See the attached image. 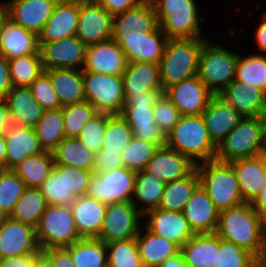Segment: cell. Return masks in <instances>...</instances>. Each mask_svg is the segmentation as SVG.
I'll return each mask as SVG.
<instances>
[{
  "label": "cell",
  "mask_w": 266,
  "mask_h": 267,
  "mask_svg": "<svg viewBox=\"0 0 266 267\" xmlns=\"http://www.w3.org/2000/svg\"><path fill=\"white\" fill-rule=\"evenodd\" d=\"M215 233L248 250L255 257L263 256L265 246L260 232L259 214L249 202L220 211Z\"/></svg>",
  "instance_id": "1"
},
{
  "label": "cell",
  "mask_w": 266,
  "mask_h": 267,
  "mask_svg": "<svg viewBox=\"0 0 266 267\" xmlns=\"http://www.w3.org/2000/svg\"><path fill=\"white\" fill-rule=\"evenodd\" d=\"M166 146L188 157L195 165L214 160L217 151L202 115H181L166 135Z\"/></svg>",
  "instance_id": "2"
},
{
  "label": "cell",
  "mask_w": 266,
  "mask_h": 267,
  "mask_svg": "<svg viewBox=\"0 0 266 267\" xmlns=\"http://www.w3.org/2000/svg\"><path fill=\"white\" fill-rule=\"evenodd\" d=\"M205 38L168 39L159 62L163 91L198 74L199 55Z\"/></svg>",
  "instance_id": "3"
},
{
  "label": "cell",
  "mask_w": 266,
  "mask_h": 267,
  "mask_svg": "<svg viewBox=\"0 0 266 267\" xmlns=\"http://www.w3.org/2000/svg\"><path fill=\"white\" fill-rule=\"evenodd\" d=\"M159 28L168 39L204 38L195 0H151Z\"/></svg>",
  "instance_id": "4"
},
{
  "label": "cell",
  "mask_w": 266,
  "mask_h": 267,
  "mask_svg": "<svg viewBox=\"0 0 266 267\" xmlns=\"http://www.w3.org/2000/svg\"><path fill=\"white\" fill-rule=\"evenodd\" d=\"M196 169L200 184L219 211L245 202L231 163L214 159L197 164Z\"/></svg>",
  "instance_id": "5"
},
{
  "label": "cell",
  "mask_w": 266,
  "mask_h": 267,
  "mask_svg": "<svg viewBox=\"0 0 266 267\" xmlns=\"http://www.w3.org/2000/svg\"><path fill=\"white\" fill-rule=\"evenodd\" d=\"M266 116L243 117L218 145L215 159L231 162L261 153Z\"/></svg>",
  "instance_id": "6"
},
{
  "label": "cell",
  "mask_w": 266,
  "mask_h": 267,
  "mask_svg": "<svg viewBox=\"0 0 266 267\" xmlns=\"http://www.w3.org/2000/svg\"><path fill=\"white\" fill-rule=\"evenodd\" d=\"M164 91H144L139 95H124L125 104L120 115L132 129L133 137L166 146L164 134L154 119L153 107Z\"/></svg>",
  "instance_id": "7"
},
{
  "label": "cell",
  "mask_w": 266,
  "mask_h": 267,
  "mask_svg": "<svg viewBox=\"0 0 266 267\" xmlns=\"http://www.w3.org/2000/svg\"><path fill=\"white\" fill-rule=\"evenodd\" d=\"M40 250L69 247L81 237L70 206L48 204L35 227Z\"/></svg>",
  "instance_id": "8"
},
{
  "label": "cell",
  "mask_w": 266,
  "mask_h": 267,
  "mask_svg": "<svg viewBox=\"0 0 266 267\" xmlns=\"http://www.w3.org/2000/svg\"><path fill=\"white\" fill-rule=\"evenodd\" d=\"M208 40L203 43L199 55L197 76L214 95H218L235 80L238 53Z\"/></svg>",
  "instance_id": "9"
},
{
  "label": "cell",
  "mask_w": 266,
  "mask_h": 267,
  "mask_svg": "<svg viewBox=\"0 0 266 267\" xmlns=\"http://www.w3.org/2000/svg\"><path fill=\"white\" fill-rule=\"evenodd\" d=\"M86 100L99 113L120 114L125 104L122 75L82 70Z\"/></svg>",
  "instance_id": "10"
},
{
  "label": "cell",
  "mask_w": 266,
  "mask_h": 267,
  "mask_svg": "<svg viewBox=\"0 0 266 267\" xmlns=\"http://www.w3.org/2000/svg\"><path fill=\"white\" fill-rule=\"evenodd\" d=\"M112 39L125 53L128 63L148 62L159 64L168 40L159 26L149 33L142 31L113 32Z\"/></svg>",
  "instance_id": "11"
},
{
  "label": "cell",
  "mask_w": 266,
  "mask_h": 267,
  "mask_svg": "<svg viewBox=\"0 0 266 267\" xmlns=\"http://www.w3.org/2000/svg\"><path fill=\"white\" fill-rule=\"evenodd\" d=\"M135 176L125 166L93 174L86 195L105 204L132 201Z\"/></svg>",
  "instance_id": "12"
},
{
  "label": "cell",
  "mask_w": 266,
  "mask_h": 267,
  "mask_svg": "<svg viewBox=\"0 0 266 267\" xmlns=\"http://www.w3.org/2000/svg\"><path fill=\"white\" fill-rule=\"evenodd\" d=\"M143 214L131 201L107 204L102 229L97 239L105 244L112 241L136 238Z\"/></svg>",
  "instance_id": "13"
},
{
  "label": "cell",
  "mask_w": 266,
  "mask_h": 267,
  "mask_svg": "<svg viewBox=\"0 0 266 267\" xmlns=\"http://www.w3.org/2000/svg\"><path fill=\"white\" fill-rule=\"evenodd\" d=\"M76 36L86 46L112 39L113 15L95 0H79Z\"/></svg>",
  "instance_id": "14"
},
{
  "label": "cell",
  "mask_w": 266,
  "mask_h": 267,
  "mask_svg": "<svg viewBox=\"0 0 266 267\" xmlns=\"http://www.w3.org/2000/svg\"><path fill=\"white\" fill-rule=\"evenodd\" d=\"M87 46L77 37L39 43L43 69H83Z\"/></svg>",
  "instance_id": "15"
},
{
  "label": "cell",
  "mask_w": 266,
  "mask_h": 267,
  "mask_svg": "<svg viewBox=\"0 0 266 267\" xmlns=\"http://www.w3.org/2000/svg\"><path fill=\"white\" fill-rule=\"evenodd\" d=\"M39 251L34 227L10 216L0 223V259L34 255Z\"/></svg>",
  "instance_id": "16"
},
{
  "label": "cell",
  "mask_w": 266,
  "mask_h": 267,
  "mask_svg": "<svg viewBox=\"0 0 266 267\" xmlns=\"http://www.w3.org/2000/svg\"><path fill=\"white\" fill-rule=\"evenodd\" d=\"M164 93L177 107L180 115H202L214 96L198 76L173 84Z\"/></svg>",
  "instance_id": "17"
},
{
  "label": "cell",
  "mask_w": 266,
  "mask_h": 267,
  "mask_svg": "<svg viewBox=\"0 0 266 267\" xmlns=\"http://www.w3.org/2000/svg\"><path fill=\"white\" fill-rule=\"evenodd\" d=\"M59 0H10L5 2L7 17L19 26L41 33Z\"/></svg>",
  "instance_id": "18"
},
{
  "label": "cell",
  "mask_w": 266,
  "mask_h": 267,
  "mask_svg": "<svg viewBox=\"0 0 266 267\" xmlns=\"http://www.w3.org/2000/svg\"><path fill=\"white\" fill-rule=\"evenodd\" d=\"M125 53L113 39L94 43L86 48L82 70L98 74L122 75L127 66Z\"/></svg>",
  "instance_id": "19"
},
{
  "label": "cell",
  "mask_w": 266,
  "mask_h": 267,
  "mask_svg": "<svg viewBox=\"0 0 266 267\" xmlns=\"http://www.w3.org/2000/svg\"><path fill=\"white\" fill-rule=\"evenodd\" d=\"M78 17L79 0H59L38 35V43H50L76 36Z\"/></svg>",
  "instance_id": "20"
},
{
  "label": "cell",
  "mask_w": 266,
  "mask_h": 267,
  "mask_svg": "<svg viewBox=\"0 0 266 267\" xmlns=\"http://www.w3.org/2000/svg\"><path fill=\"white\" fill-rule=\"evenodd\" d=\"M196 165L186 156L167 146H161L143 171L165 183L188 176Z\"/></svg>",
  "instance_id": "21"
},
{
  "label": "cell",
  "mask_w": 266,
  "mask_h": 267,
  "mask_svg": "<svg viewBox=\"0 0 266 267\" xmlns=\"http://www.w3.org/2000/svg\"><path fill=\"white\" fill-rule=\"evenodd\" d=\"M145 216L149 217L147 224L144 225L149 231L173 241L179 247L183 246L195 234L183 212L155 208L146 212L143 217Z\"/></svg>",
  "instance_id": "22"
},
{
  "label": "cell",
  "mask_w": 266,
  "mask_h": 267,
  "mask_svg": "<svg viewBox=\"0 0 266 267\" xmlns=\"http://www.w3.org/2000/svg\"><path fill=\"white\" fill-rule=\"evenodd\" d=\"M218 96L243 117L266 116V93L251 83L243 86L233 80Z\"/></svg>",
  "instance_id": "23"
},
{
  "label": "cell",
  "mask_w": 266,
  "mask_h": 267,
  "mask_svg": "<svg viewBox=\"0 0 266 267\" xmlns=\"http://www.w3.org/2000/svg\"><path fill=\"white\" fill-rule=\"evenodd\" d=\"M5 170H12L27 157L44 152L33 127L11 125L5 132Z\"/></svg>",
  "instance_id": "24"
},
{
  "label": "cell",
  "mask_w": 266,
  "mask_h": 267,
  "mask_svg": "<svg viewBox=\"0 0 266 267\" xmlns=\"http://www.w3.org/2000/svg\"><path fill=\"white\" fill-rule=\"evenodd\" d=\"M219 212L201 184L195 189L183 210L184 217L194 233L215 232Z\"/></svg>",
  "instance_id": "25"
},
{
  "label": "cell",
  "mask_w": 266,
  "mask_h": 267,
  "mask_svg": "<svg viewBox=\"0 0 266 267\" xmlns=\"http://www.w3.org/2000/svg\"><path fill=\"white\" fill-rule=\"evenodd\" d=\"M212 143L218 145L243 118L230 104L214 95L202 113Z\"/></svg>",
  "instance_id": "26"
},
{
  "label": "cell",
  "mask_w": 266,
  "mask_h": 267,
  "mask_svg": "<svg viewBox=\"0 0 266 267\" xmlns=\"http://www.w3.org/2000/svg\"><path fill=\"white\" fill-rule=\"evenodd\" d=\"M39 53L38 36L6 17L0 31V55L7 59Z\"/></svg>",
  "instance_id": "27"
},
{
  "label": "cell",
  "mask_w": 266,
  "mask_h": 267,
  "mask_svg": "<svg viewBox=\"0 0 266 267\" xmlns=\"http://www.w3.org/2000/svg\"><path fill=\"white\" fill-rule=\"evenodd\" d=\"M8 108L13 125L35 127L42 118L44 109L33 97L29 87H12L3 100Z\"/></svg>",
  "instance_id": "28"
},
{
  "label": "cell",
  "mask_w": 266,
  "mask_h": 267,
  "mask_svg": "<svg viewBox=\"0 0 266 267\" xmlns=\"http://www.w3.org/2000/svg\"><path fill=\"white\" fill-rule=\"evenodd\" d=\"M70 207L79 236L97 238L103 226L107 204L85 195L76 197Z\"/></svg>",
  "instance_id": "29"
},
{
  "label": "cell",
  "mask_w": 266,
  "mask_h": 267,
  "mask_svg": "<svg viewBox=\"0 0 266 267\" xmlns=\"http://www.w3.org/2000/svg\"><path fill=\"white\" fill-rule=\"evenodd\" d=\"M230 163L236 174L243 200L251 203L265 185L266 160L258 155Z\"/></svg>",
  "instance_id": "30"
},
{
  "label": "cell",
  "mask_w": 266,
  "mask_h": 267,
  "mask_svg": "<svg viewBox=\"0 0 266 267\" xmlns=\"http://www.w3.org/2000/svg\"><path fill=\"white\" fill-rule=\"evenodd\" d=\"M219 246L220 237L215 232L195 233L180 247V253L187 267H213Z\"/></svg>",
  "instance_id": "31"
},
{
  "label": "cell",
  "mask_w": 266,
  "mask_h": 267,
  "mask_svg": "<svg viewBox=\"0 0 266 267\" xmlns=\"http://www.w3.org/2000/svg\"><path fill=\"white\" fill-rule=\"evenodd\" d=\"M124 95H139L149 90L163 91L159 64L148 62L127 63L122 74Z\"/></svg>",
  "instance_id": "32"
},
{
  "label": "cell",
  "mask_w": 266,
  "mask_h": 267,
  "mask_svg": "<svg viewBox=\"0 0 266 267\" xmlns=\"http://www.w3.org/2000/svg\"><path fill=\"white\" fill-rule=\"evenodd\" d=\"M44 71L50 78L61 107L86 100L82 69L54 68Z\"/></svg>",
  "instance_id": "33"
},
{
  "label": "cell",
  "mask_w": 266,
  "mask_h": 267,
  "mask_svg": "<svg viewBox=\"0 0 266 267\" xmlns=\"http://www.w3.org/2000/svg\"><path fill=\"white\" fill-rule=\"evenodd\" d=\"M136 237L139 255L143 266L159 267L168 258L177 255L180 247L173 241L167 240L149 231L145 226Z\"/></svg>",
  "instance_id": "34"
},
{
  "label": "cell",
  "mask_w": 266,
  "mask_h": 267,
  "mask_svg": "<svg viewBox=\"0 0 266 267\" xmlns=\"http://www.w3.org/2000/svg\"><path fill=\"white\" fill-rule=\"evenodd\" d=\"M158 27L157 16L151 0L113 16V32L142 31L149 33Z\"/></svg>",
  "instance_id": "35"
},
{
  "label": "cell",
  "mask_w": 266,
  "mask_h": 267,
  "mask_svg": "<svg viewBox=\"0 0 266 267\" xmlns=\"http://www.w3.org/2000/svg\"><path fill=\"white\" fill-rule=\"evenodd\" d=\"M199 185L200 177L196 168L182 179L165 183L158 208L165 211L183 212L186 203Z\"/></svg>",
  "instance_id": "36"
},
{
  "label": "cell",
  "mask_w": 266,
  "mask_h": 267,
  "mask_svg": "<svg viewBox=\"0 0 266 267\" xmlns=\"http://www.w3.org/2000/svg\"><path fill=\"white\" fill-rule=\"evenodd\" d=\"M54 164L92 170L95 153L90 151L77 137H65L52 151Z\"/></svg>",
  "instance_id": "37"
},
{
  "label": "cell",
  "mask_w": 266,
  "mask_h": 267,
  "mask_svg": "<svg viewBox=\"0 0 266 267\" xmlns=\"http://www.w3.org/2000/svg\"><path fill=\"white\" fill-rule=\"evenodd\" d=\"M54 163L52 152L44 151L36 156L27 157L12 170L26 187L39 188L49 177Z\"/></svg>",
  "instance_id": "38"
},
{
  "label": "cell",
  "mask_w": 266,
  "mask_h": 267,
  "mask_svg": "<svg viewBox=\"0 0 266 267\" xmlns=\"http://www.w3.org/2000/svg\"><path fill=\"white\" fill-rule=\"evenodd\" d=\"M164 188L165 182L162 180L148 175L143 170L138 171L135 176L134 194L131 202L144 215L149 210L158 208ZM138 202L144 204L143 207H139Z\"/></svg>",
  "instance_id": "39"
},
{
  "label": "cell",
  "mask_w": 266,
  "mask_h": 267,
  "mask_svg": "<svg viewBox=\"0 0 266 267\" xmlns=\"http://www.w3.org/2000/svg\"><path fill=\"white\" fill-rule=\"evenodd\" d=\"M75 267H106L107 247L97 238H81L69 247Z\"/></svg>",
  "instance_id": "40"
},
{
  "label": "cell",
  "mask_w": 266,
  "mask_h": 267,
  "mask_svg": "<svg viewBox=\"0 0 266 267\" xmlns=\"http://www.w3.org/2000/svg\"><path fill=\"white\" fill-rule=\"evenodd\" d=\"M62 107L45 110L42 118L34 127L38 141L44 151L52 152L65 138Z\"/></svg>",
  "instance_id": "41"
},
{
  "label": "cell",
  "mask_w": 266,
  "mask_h": 267,
  "mask_svg": "<svg viewBox=\"0 0 266 267\" xmlns=\"http://www.w3.org/2000/svg\"><path fill=\"white\" fill-rule=\"evenodd\" d=\"M47 205L39 188L26 187L9 216L35 228Z\"/></svg>",
  "instance_id": "42"
},
{
  "label": "cell",
  "mask_w": 266,
  "mask_h": 267,
  "mask_svg": "<svg viewBox=\"0 0 266 267\" xmlns=\"http://www.w3.org/2000/svg\"><path fill=\"white\" fill-rule=\"evenodd\" d=\"M235 80L243 86L251 83L266 93V56L255 54L242 57L238 54Z\"/></svg>",
  "instance_id": "43"
},
{
  "label": "cell",
  "mask_w": 266,
  "mask_h": 267,
  "mask_svg": "<svg viewBox=\"0 0 266 267\" xmlns=\"http://www.w3.org/2000/svg\"><path fill=\"white\" fill-rule=\"evenodd\" d=\"M13 87H29L44 72L40 54H30L8 59Z\"/></svg>",
  "instance_id": "44"
},
{
  "label": "cell",
  "mask_w": 266,
  "mask_h": 267,
  "mask_svg": "<svg viewBox=\"0 0 266 267\" xmlns=\"http://www.w3.org/2000/svg\"><path fill=\"white\" fill-rule=\"evenodd\" d=\"M47 204L71 206L75 196L68 192L65 183V165L54 164L49 177L39 187Z\"/></svg>",
  "instance_id": "45"
},
{
  "label": "cell",
  "mask_w": 266,
  "mask_h": 267,
  "mask_svg": "<svg viewBox=\"0 0 266 267\" xmlns=\"http://www.w3.org/2000/svg\"><path fill=\"white\" fill-rule=\"evenodd\" d=\"M132 137V129L120 114H108L101 150L121 153Z\"/></svg>",
  "instance_id": "46"
},
{
  "label": "cell",
  "mask_w": 266,
  "mask_h": 267,
  "mask_svg": "<svg viewBox=\"0 0 266 267\" xmlns=\"http://www.w3.org/2000/svg\"><path fill=\"white\" fill-rule=\"evenodd\" d=\"M160 147L157 143L132 137L121 151L124 166L135 172L142 171Z\"/></svg>",
  "instance_id": "47"
},
{
  "label": "cell",
  "mask_w": 266,
  "mask_h": 267,
  "mask_svg": "<svg viewBox=\"0 0 266 267\" xmlns=\"http://www.w3.org/2000/svg\"><path fill=\"white\" fill-rule=\"evenodd\" d=\"M109 267H142L136 238L106 244Z\"/></svg>",
  "instance_id": "48"
},
{
  "label": "cell",
  "mask_w": 266,
  "mask_h": 267,
  "mask_svg": "<svg viewBox=\"0 0 266 267\" xmlns=\"http://www.w3.org/2000/svg\"><path fill=\"white\" fill-rule=\"evenodd\" d=\"M65 137H78L85 123L98 112L87 100L62 107Z\"/></svg>",
  "instance_id": "49"
},
{
  "label": "cell",
  "mask_w": 266,
  "mask_h": 267,
  "mask_svg": "<svg viewBox=\"0 0 266 267\" xmlns=\"http://www.w3.org/2000/svg\"><path fill=\"white\" fill-rule=\"evenodd\" d=\"M26 185L13 170L0 169V208L7 216L13 211Z\"/></svg>",
  "instance_id": "50"
},
{
  "label": "cell",
  "mask_w": 266,
  "mask_h": 267,
  "mask_svg": "<svg viewBox=\"0 0 266 267\" xmlns=\"http://www.w3.org/2000/svg\"><path fill=\"white\" fill-rule=\"evenodd\" d=\"M255 258L248 250L220 238L219 250H216V266L213 267H246Z\"/></svg>",
  "instance_id": "51"
},
{
  "label": "cell",
  "mask_w": 266,
  "mask_h": 267,
  "mask_svg": "<svg viewBox=\"0 0 266 267\" xmlns=\"http://www.w3.org/2000/svg\"><path fill=\"white\" fill-rule=\"evenodd\" d=\"M107 119V113L98 112L85 123L77 137L93 153H98L102 149Z\"/></svg>",
  "instance_id": "52"
},
{
  "label": "cell",
  "mask_w": 266,
  "mask_h": 267,
  "mask_svg": "<svg viewBox=\"0 0 266 267\" xmlns=\"http://www.w3.org/2000/svg\"><path fill=\"white\" fill-rule=\"evenodd\" d=\"M153 111L156 124L166 135L174 128L181 116L177 107L165 93H161L157 98Z\"/></svg>",
  "instance_id": "53"
},
{
  "label": "cell",
  "mask_w": 266,
  "mask_h": 267,
  "mask_svg": "<svg viewBox=\"0 0 266 267\" xmlns=\"http://www.w3.org/2000/svg\"><path fill=\"white\" fill-rule=\"evenodd\" d=\"M29 88L33 97L44 110L61 108L56 91L45 71L42 72V74L29 86Z\"/></svg>",
  "instance_id": "54"
},
{
  "label": "cell",
  "mask_w": 266,
  "mask_h": 267,
  "mask_svg": "<svg viewBox=\"0 0 266 267\" xmlns=\"http://www.w3.org/2000/svg\"><path fill=\"white\" fill-rule=\"evenodd\" d=\"M92 175V170H86L73 166H65L66 189L75 197L85 196L87 194Z\"/></svg>",
  "instance_id": "55"
},
{
  "label": "cell",
  "mask_w": 266,
  "mask_h": 267,
  "mask_svg": "<svg viewBox=\"0 0 266 267\" xmlns=\"http://www.w3.org/2000/svg\"><path fill=\"white\" fill-rule=\"evenodd\" d=\"M123 166V157L120 152L100 150L98 153H95L92 171L93 174H98L102 172H108Z\"/></svg>",
  "instance_id": "56"
},
{
  "label": "cell",
  "mask_w": 266,
  "mask_h": 267,
  "mask_svg": "<svg viewBox=\"0 0 266 267\" xmlns=\"http://www.w3.org/2000/svg\"><path fill=\"white\" fill-rule=\"evenodd\" d=\"M113 16L137 6L143 0H95Z\"/></svg>",
  "instance_id": "57"
},
{
  "label": "cell",
  "mask_w": 266,
  "mask_h": 267,
  "mask_svg": "<svg viewBox=\"0 0 266 267\" xmlns=\"http://www.w3.org/2000/svg\"><path fill=\"white\" fill-rule=\"evenodd\" d=\"M51 259L54 267H75L71 253L66 247L43 250Z\"/></svg>",
  "instance_id": "58"
},
{
  "label": "cell",
  "mask_w": 266,
  "mask_h": 267,
  "mask_svg": "<svg viewBox=\"0 0 266 267\" xmlns=\"http://www.w3.org/2000/svg\"><path fill=\"white\" fill-rule=\"evenodd\" d=\"M12 87L8 59L0 55V100H4Z\"/></svg>",
  "instance_id": "59"
},
{
  "label": "cell",
  "mask_w": 266,
  "mask_h": 267,
  "mask_svg": "<svg viewBox=\"0 0 266 267\" xmlns=\"http://www.w3.org/2000/svg\"><path fill=\"white\" fill-rule=\"evenodd\" d=\"M0 267H36V254L0 259Z\"/></svg>",
  "instance_id": "60"
},
{
  "label": "cell",
  "mask_w": 266,
  "mask_h": 267,
  "mask_svg": "<svg viewBox=\"0 0 266 267\" xmlns=\"http://www.w3.org/2000/svg\"><path fill=\"white\" fill-rule=\"evenodd\" d=\"M255 36L260 51L266 52V13L263 14L262 22L257 27Z\"/></svg>",
  "instance_id": "61"
},
{
  "label": "cell",
  "mask_w": 266,
  "mask_h": 267,
  "mask_svg": "<svg viewBox=\"0 0 266 267\" xmlns=\"http://www.w3.org/2000/svg\"><path fill=\"white\" fill-rule=\"evenodd\" d=\"M265 185L259 194L252 200L251 205L253 209L259 214L266 210V171H265Z\"/></svg>",
  "instance_id": "62"
},
{
  "label": "cell",
  "mask_w": 266,
  "mask_h": 267,
  "mask_svg": "<svg viewBox=\"0 0 266 267\" xmlns=\"http://www.w3.org/2000/svg\"><path fill=\"white\" fill-rule=\"evenodd\" d=\"M12 125L6 103L0 100V133H4Z\"/></svg>",
  "instance_id": "63"
},
{
  "label": "cell",
  "mask_w": 266,
  "mask_h": 267,
  "mask_svg": "<svg viewBox=\"0 0 266 267\" xmlns=\"http://www.w3.org/2000/svg\"><path fill=\"white\" fill-rule=\"evenodd\" d=\"M159 267H187L183 261V257L179 252L177 255L168 258Z\"/></svg>",
  "instance_id": "64"
},
{
  "label": "cell",
  "mask_w": 266,
  "mask_h": 267,
  "mask_svg": "<svg viewBox=\"0 0 266 267\" xmlns=\"http://www.w3.org/2000/svg\"><path fill=\"white\" fill-rule=\"evenodd\" d=\"M36 267H54L52 259L42 250L36 254Z\"/></svg>",
  "instance_id": "65"
},
{
  "label": "cell",
  "mask_w": 266,
  "mask_h": 267,
  "mask_svg": "<svg viewBox=\"0 0 266 267\" xmlns=\"http://www.w3.org/2000/svg\"><path fill=\"white\" fill-rule=\"evenodd\" d=\"M6 142L4 133H0V169H5Z\"/></svg>",
  "instance_id": "66"
},
{
  "label": "cell",
  "mask_w": 266,
  "mask_h": 267,
  "mask_svg": "<svg viewBox=\"0 0 266 267\" xmlns=\"http://www.w3.org/2000/svg\"><path fill=\"white\" fill-rule=\"evenodd\" d=\"M260 232L264 246L266 247V210L259 213Z\"/></svg>",
  "instance_id": "67"
},
{
  "label": "cell",
  "mask_w": 266,
  "mask_h": 267,
  "mask_svg": "<svg viewBox=\"0 0 266 267\" xmlns=\"http://www.w3.org/2000/svg\"><path fill=\"white\" fill-rule=\"evenodd\" d=\"M6 17H7V9H6L5 2L3 3L0 2V31L2 28V24L4 20L6 19Z\"/></svg>",
  "instance_id": "68"
},
{
  "label": "cell",
  "mask_w": 266,
  "mask_h": 267,
  "mask_svg": "<svg viewBox=\"0 0 266 267\" xmlns=\"http://www.w3.org/2000/svg\"><path fill=\"white\" fill-rule=\"evenodd\" d=\"M246 267H266L264 259L262 257H256Z\"/></svg>",
  "instance_id": "69"
},
{
  "label": "cell",
  "mask_w": 266,
  "mask_h": 267,
  "mask_svg": "<svg viewBox=\"0 0 266 267\" xmlns=\"http://www.w3.org/2000/svg\"><path fill=\"white\" fill-rule=\"evenodd\" d=\"M260 155L266 160V129L264 132L263 142H262V149Z\"/></svg>",
  "instance_id": "70"
},
{
  "label": "cell",
  "mask_w": 266,
  "mask_h": 267,
  "mask_svg": "<svg viewBox=\"0 0 266 267\" xmlns=\"http://www.w3.org/2000/svg\"><path fill=\"white\" fill-rule=\"evenodd\" d=\"M7 217L6 213L0 208V223Z\"/></svg>",
  "instance_id": "71"
},
{
  "label": "cell",
  "mask_w": 266,
  "mask_h": 267,
  "mask_svg": "<svg viewBox=\"0 0 266 267\" xmlns=\"http://www.w3.org/2000/svg\"><path fill=\"white\" fill-rule=\"evenodd\" d=\"M262 258L264 259L265 265H266V247L264 248V253Z\"/></svg>",
  "instance_id": "72"
}]
</instances>
